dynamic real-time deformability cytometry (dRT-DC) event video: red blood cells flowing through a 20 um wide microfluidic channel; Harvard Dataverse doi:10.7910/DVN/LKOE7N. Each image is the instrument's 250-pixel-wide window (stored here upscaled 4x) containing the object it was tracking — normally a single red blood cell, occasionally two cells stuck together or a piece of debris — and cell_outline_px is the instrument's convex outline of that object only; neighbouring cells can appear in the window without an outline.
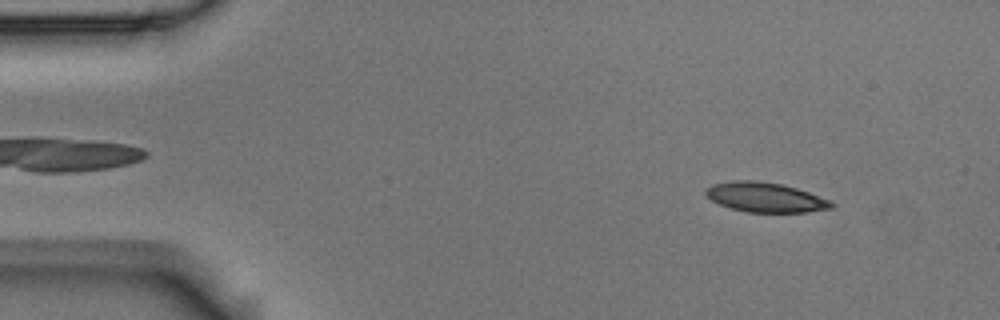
{"species": "Egyptian fruit bat (a non-hibernating species)", "species_latin": "Rousettus aegyptiacus", "temperature_condition": "room temperature", "stored_images_in_passage": 5, "segment_of_instrument_passage": [2, 2], "camera_frame_rate_fps": 3000, "um_per_image_px": 0.085, "animal": {"sex": "male"}, "frame": {"image": 1, "passage_image": 5, "time_ms": 1.333, "image_size_px": [1000, 320], "cell_outline_px": [[836, 204], [832, 208], [808, 212], [744, 212], [720, 204], [712, 200], [704, 192], [704, 188], [712, 184], [732, 180], [756, 180], [780, 184], [796, 188], [832, 200]], "centroid_in_image_um": [65.06, 16.76], "position_along_channel_um": 19.9, "area_um2": 21.85}}